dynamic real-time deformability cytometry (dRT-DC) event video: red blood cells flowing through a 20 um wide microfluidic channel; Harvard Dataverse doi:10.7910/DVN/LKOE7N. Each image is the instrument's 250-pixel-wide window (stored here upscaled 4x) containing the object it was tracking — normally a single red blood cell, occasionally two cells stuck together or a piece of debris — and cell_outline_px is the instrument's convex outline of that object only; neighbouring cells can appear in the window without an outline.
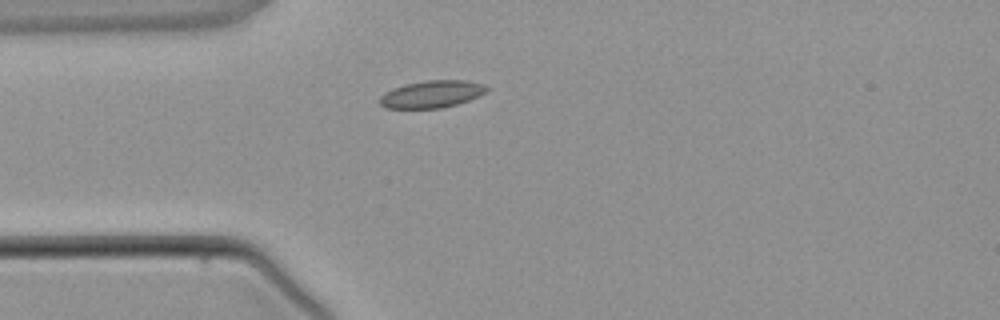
{"species": "common noctule bat (a hibernating species)", "species_latin": "Nyctalus noctula", "temperature_condition": "warm", "stored_images_in_passage": 1, "camera_frame_rate_fps": 3000, "um_per_image_px": 0.085, "animal": {"sex": "male", "body_mass_g": 21.5, "forearm_length_mm": 52.0}, "frame": {"image": 1, "passage_image": 1, "time_ms": 0.0, "image_size_px": [1000, 320], "cell_outline_px": [[488, 88], [484, 92], [468, 100], [456, 104], [440, 108], [384, 108], [380, 104], [380, 96], [384, 92], [392, 88], [404, 84], [428, 80], [464, 80], [484, 84]], "centroid_in_image_um": [36.64, 7.99], "position_along_channel_um": 48.4, "area_um2": 16.82}}